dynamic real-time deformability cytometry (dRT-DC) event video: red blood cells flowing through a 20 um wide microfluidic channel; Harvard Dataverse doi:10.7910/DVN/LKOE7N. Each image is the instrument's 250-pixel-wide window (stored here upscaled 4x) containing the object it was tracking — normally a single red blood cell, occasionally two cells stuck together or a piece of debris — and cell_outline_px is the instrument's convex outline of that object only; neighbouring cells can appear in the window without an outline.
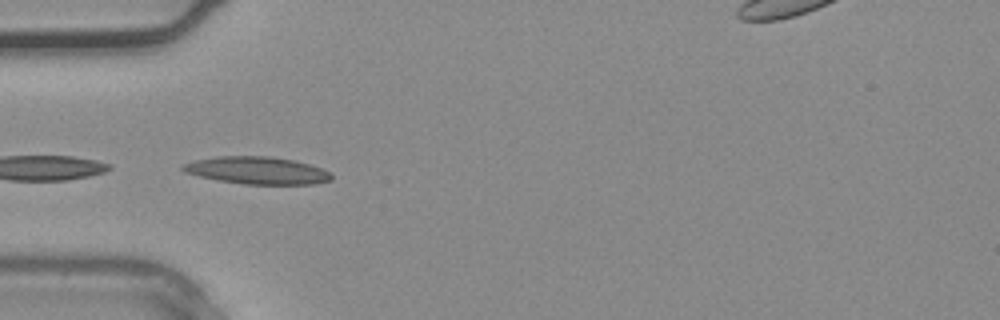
{"species": "common noctule bat (a hibernating species)", "species_latin": "Nyctalus noctula", "temperature_condition": "warm", "stored_images_in_passage": 21, "camera_frame_rate_fps": 3000, "um_per_image_px": 0.085, "animal": {"sex": "male", "body_mass_g": 20.4}, "frame": {"image": 1, "passage_image": 7, "time_ms": 2.0, "image_size_px": [1000, 320], "cell_outline_px": [[332, 180], [312, 184], [244, 184], [220, 180], [200, 176], [184, 172], [180, 168], [180, 164], [196, 160], [216, 156], [268, 156], [292, 160], [308, 164], [320, 168], [328, 172], [332, 176]], "centroid_in_image_um": [21.81, 14.48], "position_along_channel_um": 63.2, "area_um2": 23.47}}